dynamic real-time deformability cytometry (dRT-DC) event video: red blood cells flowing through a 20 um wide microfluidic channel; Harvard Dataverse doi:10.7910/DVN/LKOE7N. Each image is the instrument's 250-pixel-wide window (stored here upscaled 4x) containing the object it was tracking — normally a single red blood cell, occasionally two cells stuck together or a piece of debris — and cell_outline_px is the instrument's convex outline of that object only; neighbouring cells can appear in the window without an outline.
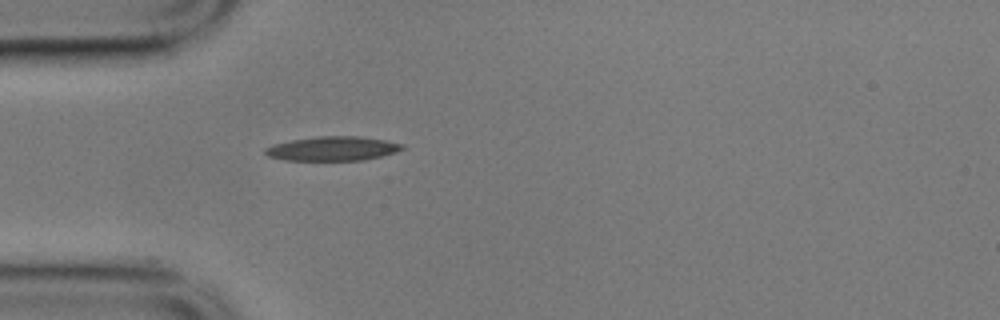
{"species": "common noctule bat (a hibernating species)", "species_latin": "Nyctalus noctula", "temperature_condition": "cold", "stored_images_in_passage": 3, "camera_frame_rate_fps": 3000, "um_per_image_px": 0.085, "animal": {"sex": "male", "body_mass_g": 17.9}, "frame": {"image": 1, "passage_image": 1, "time_ms": 0.0, "image_size_px": [1000, 320], "cell_outline_px": [[408, 148], [396, 152], [364, 160], [284, 160], [268, 156], [264, 152], [264, 148], [272, 144], [292, 140], [316, 136], [360, 136], [384, 140], [404, 144]], "centroid_in_image_um": [28.29, 12.62], "position_along_channel_um": 56.7, "area_um2": 19.48}}